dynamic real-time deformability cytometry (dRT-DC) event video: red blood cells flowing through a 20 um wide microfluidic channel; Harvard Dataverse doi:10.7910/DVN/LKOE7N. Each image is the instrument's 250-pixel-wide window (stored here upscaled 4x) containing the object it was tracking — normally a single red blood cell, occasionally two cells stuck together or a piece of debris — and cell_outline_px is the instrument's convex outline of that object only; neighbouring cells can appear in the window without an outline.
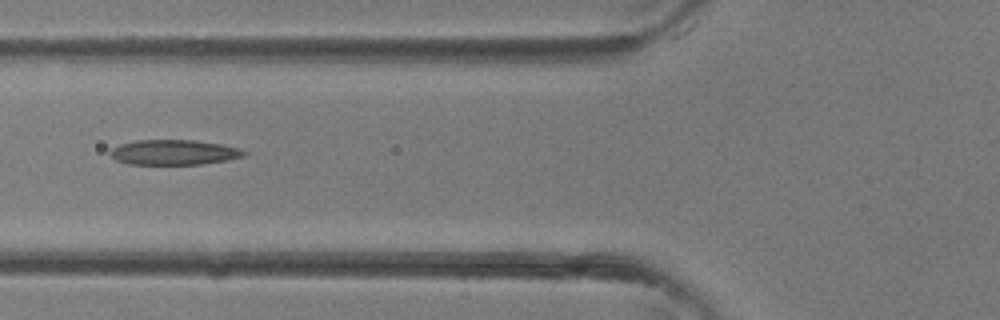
{"species": "common noctule bat (a hibernating species)", "species_latin": "Nyctalus noctula", "temperature_condition": "room temperature", "stored_images_in_passage": 28, "camera_frame_rate_fps": 3000, "um_per_image_px": 0.085, "animal": {"sex": "female"}, "frame": {"image": 1, "passage_image": 4, "time_ms": 1.0, "image_size_px": [1000, 320], "cell_outline_px": [[248, 152], [244, 156], [228, 160], [200, 164], [128, 164], [116, 160], [108, 152], [112, 148], [120, 144], [136, 140], [196, 140], [220, 144], [240, 148]], "centroid_in_image_um": [14.79, 12.94], "position_along_channel_um": 111.0, "area_um2": 19.59}}
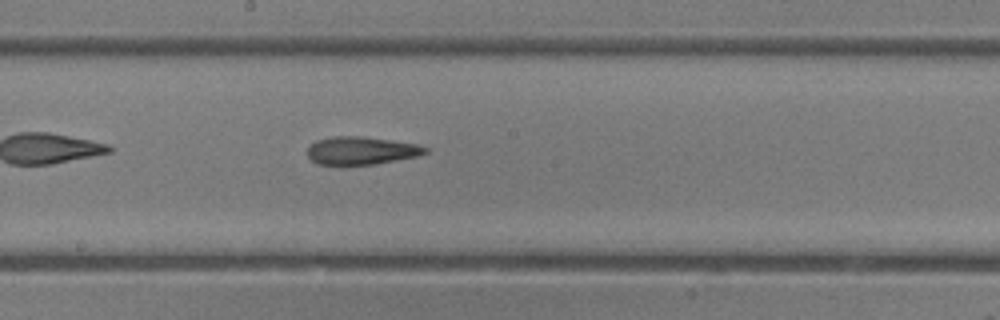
{"frame": {"image": 2, "passage_image": 10, "time_ms": 3.0, "image_size_px": [1000, 320], "cell_outline_px": [[428, 152], [416, 156], [376, 164], [316, 164], [308, 156], [308, 148], [316, 140], [336, 136], [360, 136], [416, 144], [428, 148]], "centroid_in_image_um": [30.69, 12.8], "position_along_channel_um": 217.5, "area_um2": 18.79}}
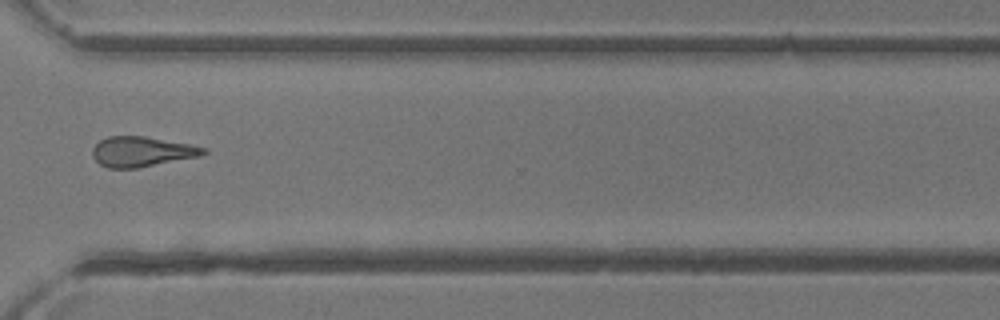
{"frame": {"image": 3, "passage_image": 18, "time_ms": 5.667, "image_size_px": [1000, 320], "cell_outline_px": [[208, 152], [200, 156], [140, 168], [108, 168], [100, 164], [92, 156], [92, 148], [100, 140], [108, 136], [144, 136], [188, 144], [208, 148]], "centroid_in_image_um": [12.05, 12.9], "position_along_channel_um": 358.5, "area_um2": 19.54}}